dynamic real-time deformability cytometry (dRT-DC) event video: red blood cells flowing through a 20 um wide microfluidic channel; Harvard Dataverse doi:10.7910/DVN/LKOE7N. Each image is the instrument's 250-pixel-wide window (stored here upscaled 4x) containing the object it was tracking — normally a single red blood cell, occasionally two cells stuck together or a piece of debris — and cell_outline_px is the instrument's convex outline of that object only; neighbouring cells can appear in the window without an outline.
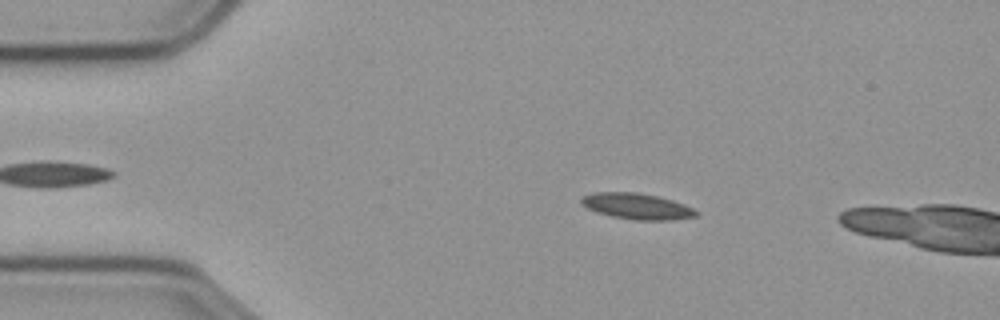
{"species": "common noctule bat (a hibernating species)", "species_latin": "Nyctalus noctula", "temperature_condition": "cold", "stored_images_in_passage": 17, "camera_frame_rate_fps": 3000, "um_per_image_px": 0.085, "animal": {"sex": "male", "body_mass_g": 23.1, "forearm_length_mm": 52.7}, "frame": {"image": 1, "passage_image": 10, "time_ms": 3.0, "image_size_px": [1000, 320], "cell_outline_px": [[700, 212], [696, 216], [668, 220], [636, 220], [612, 216], [596, 212], [588, 208], [580, 200], [584, 196], [592, 192], [636, 192], [656, 196], [672, 200], [684, 204]], "centroid_in_image_um": [54.15, 17.53], "position_along_channel_um": 30.9, "area_um2": 17.17}}